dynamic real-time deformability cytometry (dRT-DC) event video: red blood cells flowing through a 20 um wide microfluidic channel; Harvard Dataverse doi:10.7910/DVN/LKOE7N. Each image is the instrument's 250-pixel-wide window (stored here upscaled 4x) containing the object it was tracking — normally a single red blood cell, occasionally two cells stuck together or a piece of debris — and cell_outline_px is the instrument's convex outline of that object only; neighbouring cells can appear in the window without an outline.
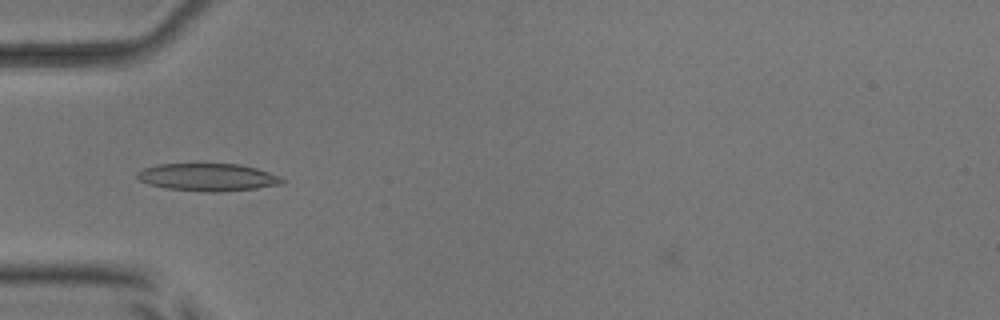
{"species": "common noctule bat (a hibernating species)", "species_latin": "Nyctalus noctula", "temperature_condition": "room temperature", "stored_images_in_passage": 37, "camera_frame_rate_fps": 3000, "um_per_image_px": 0.085, "animal": {"sex": "male", "body_mass_g": 17.9, "forearm_length_mm": 54.2}, "frame": {"image": 1, "passage_image": 1, "time_ms": 0.0, "image_size_px": [1000, 320], "cell_outline_px": [[284, 180], [280, 184], [256, 188], [220, 192], [208, 192], [168, 188], [148, 184], [140, 180], [136, 176], [136, 172], [144, 168], [156, 164], [196, 160], [240, 164], [256, 168], [280, 176]], "centroid_in_image_um": [17.6, 14.99], "position_along_channel_um": 67.4, "area_um2": 24.33}}
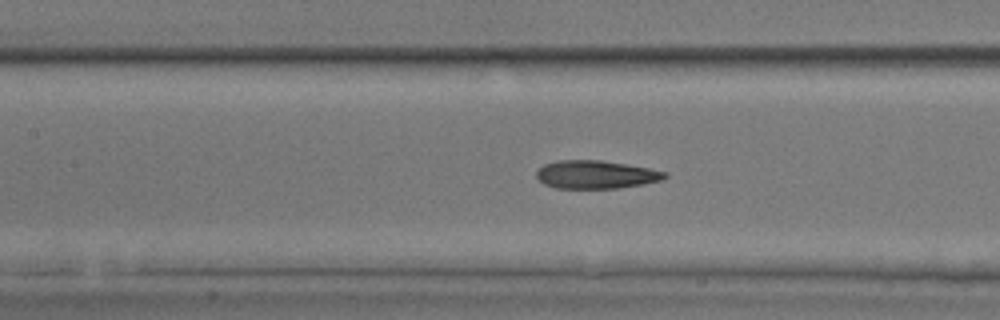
{"frame": {"image": 2, "passage_image": 8, "time_ms": 2.333, "image_size_px": [1000, 320], "cell_outline_px": [[668, 176], [660, 180], [644, 184], [620, 188], [556, 188], [544, 184], [536, 176], [536, 172], [544, 164], [556, 160], [600, 160], [648, 168], [668, 172]], "centroid_in_image_um": [50.64, 14.84], "position_along_channel_um": 156.8, "area_um2": 20.98}}
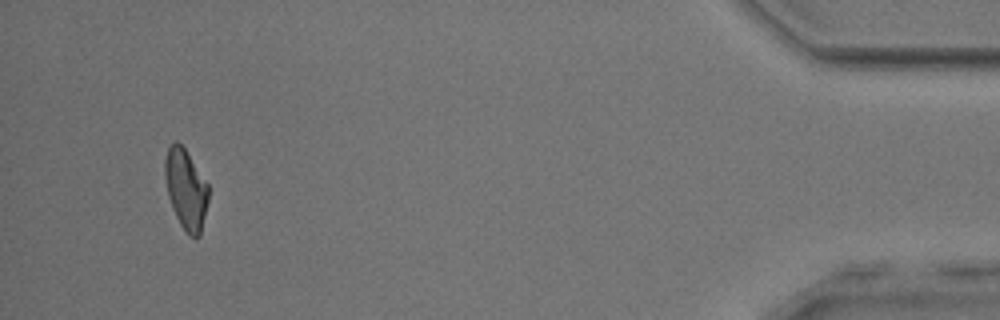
{"frame": {"image": 3, "passage_image": 34, "time_ms": 11.0, "image_size_px": [1000, 320], "cell_outline_px": [[208, 200], [200, 236], [196, 240], [188, 236], [180, 224], [172, 208], [168, 196], [164, 176], [164, 160], [168, 148], [176, 140], [184, 148], [208, 184]], "centroid_in_image_um": [15.79, 16.13], "position_along_channel_um": 419.4, "area_um2": 20.35}, "authors_computed_cell_mechanics": {"area_um2": 21.2704, "velocity_mm_per_s": 3.8675, "shape_relaxation_time_tau1_ms": 11.1173, "shape_relaxation_time_tau2_ms": 3.1796, "deformation_change_tau1": 0.2476, "deformation_change_tau2": 0.1128}}